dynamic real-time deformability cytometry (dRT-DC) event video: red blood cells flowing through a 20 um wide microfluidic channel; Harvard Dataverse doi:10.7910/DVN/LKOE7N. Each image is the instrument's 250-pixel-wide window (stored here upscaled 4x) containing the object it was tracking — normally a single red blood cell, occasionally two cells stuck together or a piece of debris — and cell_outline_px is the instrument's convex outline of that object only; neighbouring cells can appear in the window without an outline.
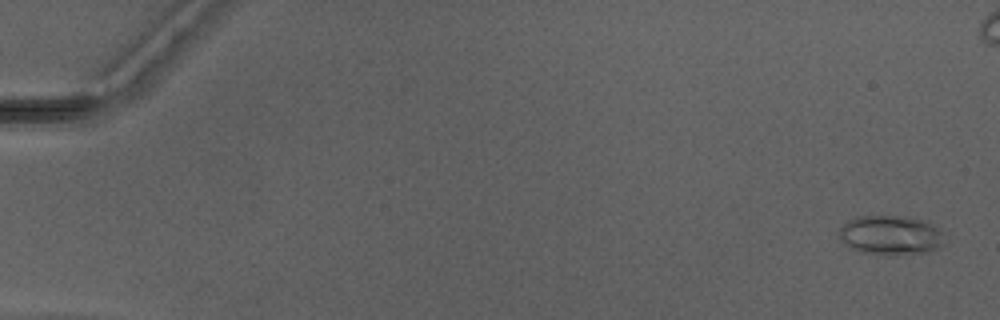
{"species": "Egyptian fruit bat (a non-hibernating species)", "species_latin": "Rousettus aegyptiacus", "temperature_condition": "warm", "stored_images_in_passage": 47, "camera_frame_rate_fps": 3000, "um_per_image_px": 0.085, "animal": {"sex": "male"}, "frame": {"image": 1, "passage_image": 2, "time_ms": 0.333, "image_size_px": [1000, 320], "cell_outline_px": [[944, 244], [928, 252], [896, 256], [888, 256], [860, 252], [848, 248], [844, 244], [840, 236], [840, 228], [848, 220], [856, 216], [904, 216], [924, 220], [936, 228], [940, 232]], "centroid_in_image_um": [75.66, 20.02], "position_along_channel_um": 9.3, "area_um2": 24.39}}
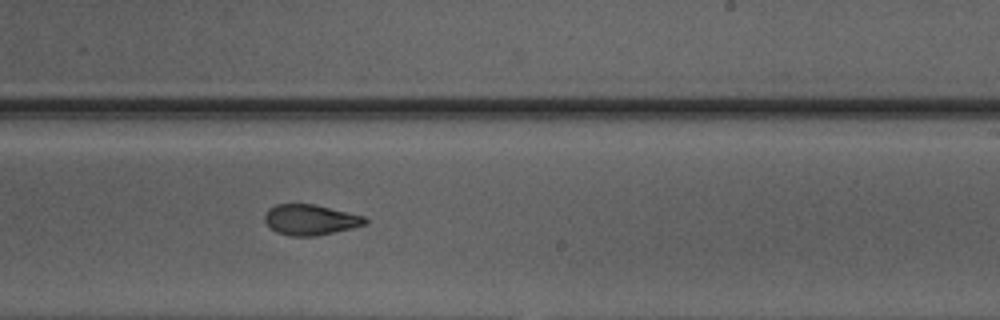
{"frame": {"image": 2, "passage_image": 32, "time_ms": 10.333, "image_size_px": [1000, 320], "cell_outline_px": [[368, 224], [352, 228], [316, 236], [288, 236], [276, 232], [264, 220], [264, 216], [268, 208], [276, 204], [316, 204], [364, 216], [368, 220]], "centroid_in_image_um": [26.39, 18.68], "position_along_channel_um": 262.6, "area_um2": 17.98}}
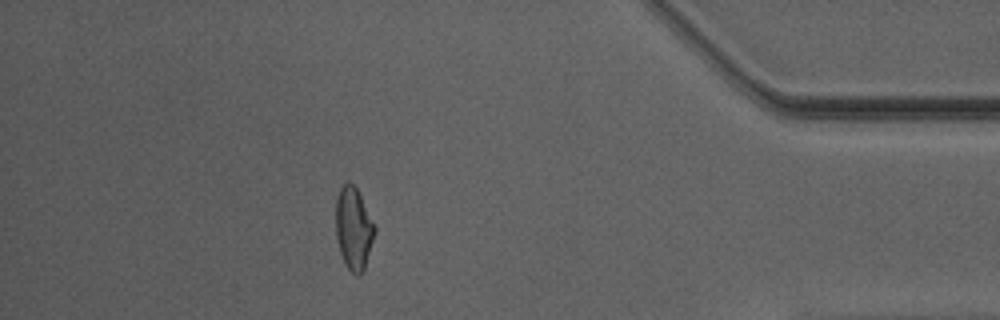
{"frame": {"image": 3, "passage_image": 45, "time_ms": 14.667, "image_size_px": [1000, 320], "cell_outline_px": [[376, 228], [364, 272], [360, 276], [356, 276], [344, 264], [340, 252], [336, 236], [336, 196], [340, 188], [348, 180], [356, 188]], "centroid_in_image_um": [30.04, 19.46], "position_along_channel_um": 405.2, "area_um2": 18.61}}